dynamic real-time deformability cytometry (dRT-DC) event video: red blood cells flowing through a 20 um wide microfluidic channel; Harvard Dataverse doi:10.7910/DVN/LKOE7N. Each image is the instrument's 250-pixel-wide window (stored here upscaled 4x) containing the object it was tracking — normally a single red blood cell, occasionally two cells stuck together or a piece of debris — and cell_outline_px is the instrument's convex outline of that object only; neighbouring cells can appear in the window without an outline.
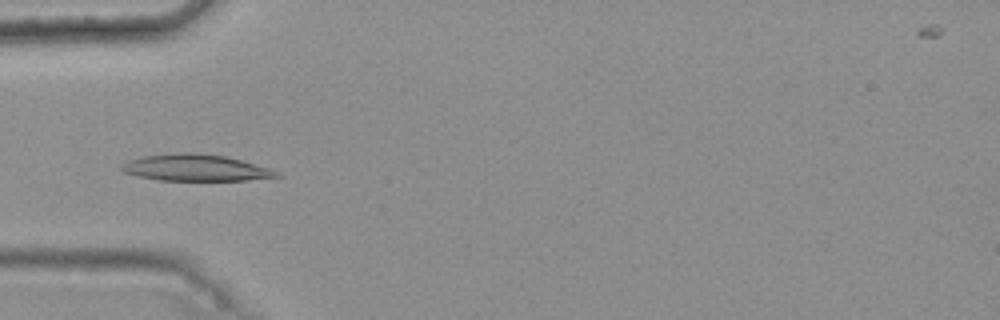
{"species": "common noctule bat (a hibernating species)", "species_latin": "Nyctalus noctula", "temperature_condition": "warm", "stored_images_in_passage": 6, "camera_frame_rate_fps": 3000, "um_per_image_px": 0.085, "animal": {"sex": "female", "body_mass_g": 25.1}, "frame": {"image": 1, "passage_image": 4, "time_ms": 1.0, "image_size_px": [1000, 320], "cell_outline_px": [[280, 176], [244, 180], [160, 180], [136, 176], [124, 172], [120, 168], [120, 164], [128, 160], [140, 156], [184, 152], [192, 152], [224, 156], [240, 160], [268, 168], [276, 172]], "centroid_in_image_um": [16.51, 14.25], "position_along_channel_um": 68.5, "area_um2": 23.7}}
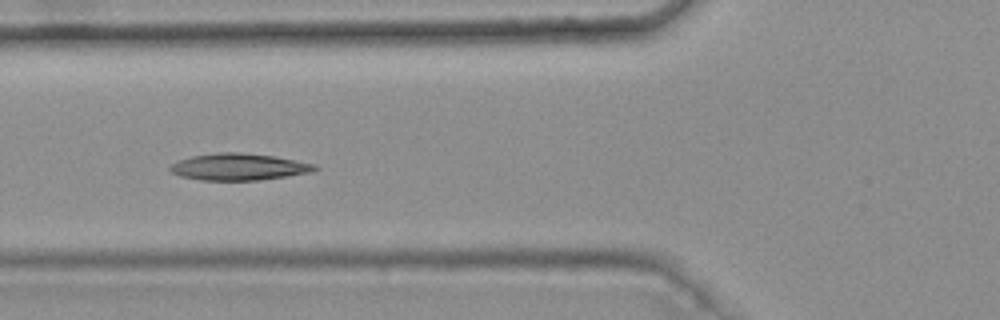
{"frame": {"image": 2, "passage_image": 5, "time_ms": 1.333, "image_size_px": [1000, 320], "cell_outline_px": [[320, 168], [312, 172], [288, 176], [260, 180], [200, 180], [180, 176], [172, 172], [168, 168], [172, 164], [180, 160], [192, 156], [216, 152], [240, 152], [272, 156], [316, 164]], "centroid_in_image_um": [20.31, 14.18], "position_along_channel_um": 105.5, "area_um2": 22.54}}
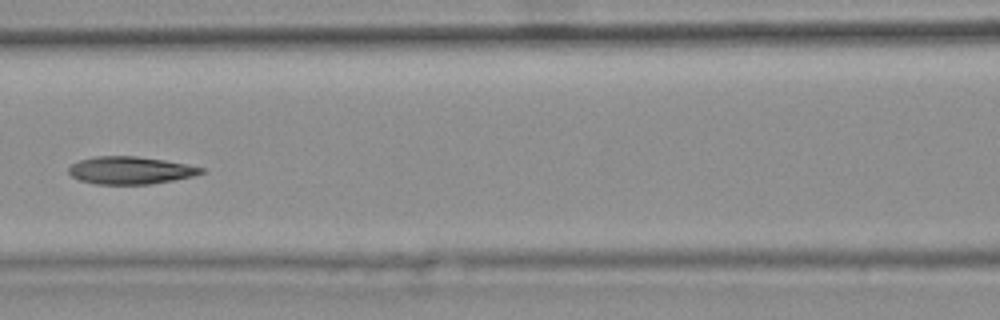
{"frame": {"image": 3, "passage_image": 6, "time_ms": 1.667, "image_size_px": [1000, 320], "cell_outline_px": [[204, 172], [192, 176], [152, 184], [96, 184], [80, 180], [72, 176], [68, 172], [68, 168], [72, 164], [80, 160], [96, 156], [136, 156], [164, 160], [204, 168]], "centroid_in_image_um": [11.05, 14.48], "position_along_channel_um": 155.5, "area_um2": 21.04}}